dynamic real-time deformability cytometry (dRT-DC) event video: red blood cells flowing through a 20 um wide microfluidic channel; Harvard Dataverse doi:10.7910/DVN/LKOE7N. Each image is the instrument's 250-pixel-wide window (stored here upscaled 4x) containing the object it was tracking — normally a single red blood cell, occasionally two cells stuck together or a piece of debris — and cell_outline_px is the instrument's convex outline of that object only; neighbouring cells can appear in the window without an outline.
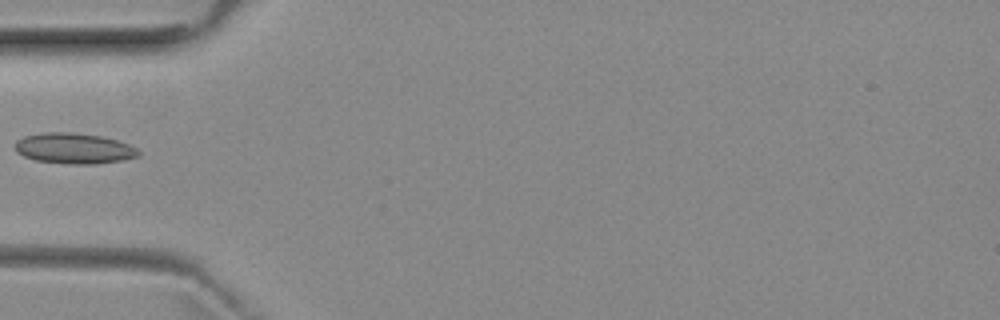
{"species": "common noctule bat (a hibernating species)", "species_latin": "Nyctalus noctula", "temperature_condition": "room temperature", "stored_images_in_passage": 5, "camera_frame_rate_fps": 3000, "um_per_image_px": 0.085, "animal": {"sex": "female", "body_mass_g": 29.2, "forearm_length_mm": 56.3}, "frame": {"image": 1, "passage_image": 4, "time_ms": 3.667, "image_size_px": [1000, 320], "cell_outline_px": [[140, 156], [124, 160], [92, 164], [72, 164], [36, 160], [24, 156], [16, 152], [16, 140], [24, 136], [44, 132], [72, 132], [100, 136], [116, 140], [128, 144], [136, 148], [140, 152]], "centroid_in_image_um": [6.3, 12.61], "position_along_channel_um": 78.7, "area_um2": 21.96}}
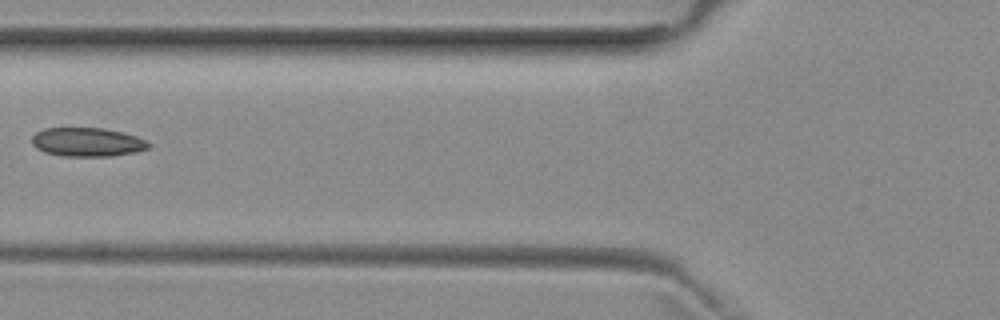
{"frame": {"image": 2, "passage_image": 5, "time_ms": 4.667, "image_size_px": [1000, 320], "cell_outline_px": [[152, 148], [136, 152], [112, 156], [64, 156], [44, 152], [36, 148], [32, 144], [32, 136], [36, 132], [44, 128], [104, 128], [124, 132], [136, 136], [152, 144]], "centroid_in_image_um": [7.45, 12.08], "position_along_channel_um": 118.4, "area_um2": 19.83}}